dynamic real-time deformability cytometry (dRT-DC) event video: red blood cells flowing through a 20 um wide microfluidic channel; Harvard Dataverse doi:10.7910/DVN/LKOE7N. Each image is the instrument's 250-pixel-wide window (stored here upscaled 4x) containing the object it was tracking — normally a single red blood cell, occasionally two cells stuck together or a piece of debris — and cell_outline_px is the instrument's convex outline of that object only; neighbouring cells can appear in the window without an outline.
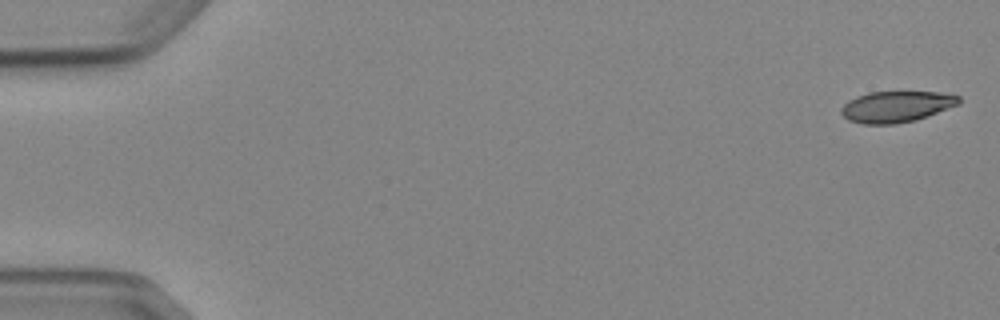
{"species": "Egyptian fruit bat (a non-hibernating species)", "species_latin": "Rousettus aegyptiacus", "temperature_condition": "cold", "stored_images_in_passage": 3, "camera_frame_rate_fps": 3000, "um_per_image_px": 0.085, "animal": {"sex": "female"}, "frame": {"image": 1, "passage_image": 1, "time_ms": 0.0, "image_size_px": [1000, 320], "cell_outline_px": [[960, 104], [916, 120], [896, 124], [864, 124], [848, 120], [840, 112], [840, 108], [848, 100], [856, 96], [868, 92], [940, 92], [960, 96]], "centroid_in_image_um": [76.18, 9.06], "position_along_channel_um": 8.8, "area_um2": 21.44}}